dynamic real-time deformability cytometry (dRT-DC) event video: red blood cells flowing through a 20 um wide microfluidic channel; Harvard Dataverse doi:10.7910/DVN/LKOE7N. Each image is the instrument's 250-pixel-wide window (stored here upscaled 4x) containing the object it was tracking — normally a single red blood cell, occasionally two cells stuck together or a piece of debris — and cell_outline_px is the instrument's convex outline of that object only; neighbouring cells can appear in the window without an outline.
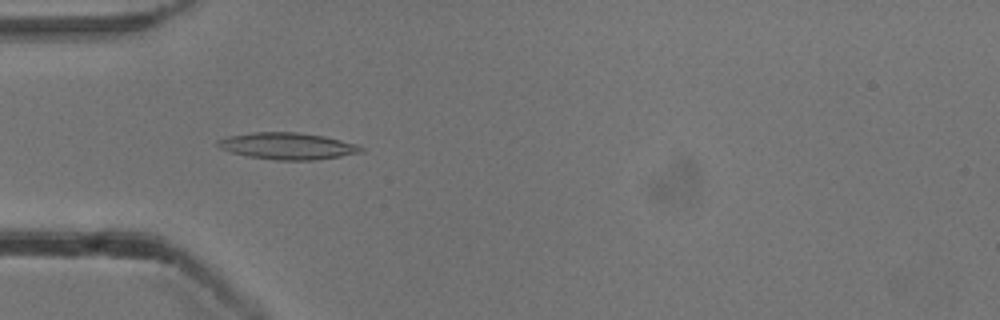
{"species": "common noctule bat (a hibernating species)", "species_latin": "Nyctalus noctula", "temperature_condition": "cold", "stored_images_in_passage": 48, "camera_frame_rate_fps": 3000, "um_per_image_px": 0.085, "animal": {"sex": "male", "body_mass_g": 13.3}, "frame": {"image": 1, "passage_image": 11, "time_ms": 3.333, "image_size_px": [1000, 320], "cell_outline_px": [[364, 152], [340, 156], [312, 160], [276, 160], [248, 156], [232, 152], [220, 148], [216, 144], [216, 140], [228, 136], [252, 132], [296, 132], [324, 136], [356, 144], [364, 148]], "centroid_in_image_um": [24.43, 12.41], "position_along_channel_um": 60.6, "area_um2": 22.2}}
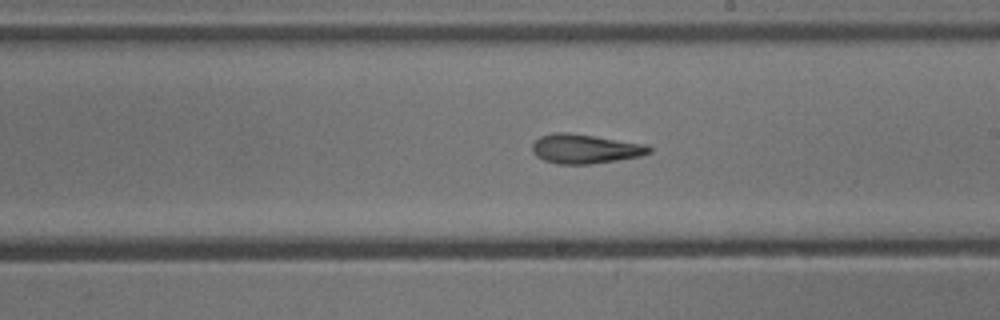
{"frame": {"image": 2, "passage_image": 25, "time_ms": 8.0, "image_size_px": [1000, 320], "cell_outline_px": [[652, 152], [640, 156], [616, 160], [588, 164], [556, 164], [544, 160], [536, 156], [532, 152], [532, 144], [540, 136], [552, 132], [568, 132], [648, 144], [652, 148]], "centroid_in_image_um": [49.73, 12.64], "position_along_channel_um": 239.3, "area_um2": 20.11}}
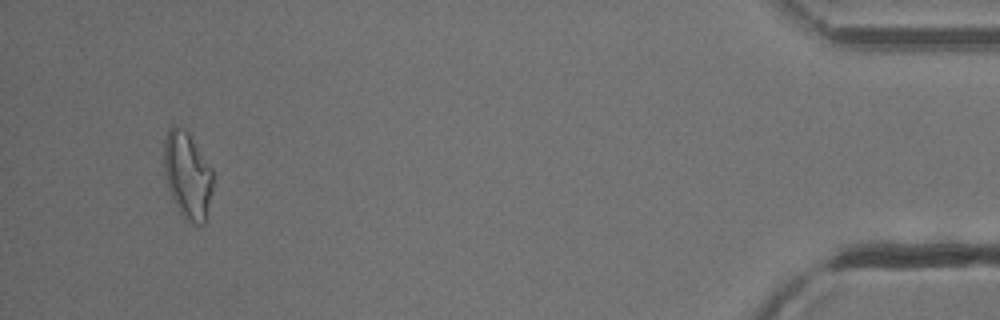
{"frame": {"image": 3, "passage_image": 45, "time_ms": 14.667, "image_size_px": [1000, 320], "cell_outline_px": [[212, 192], [208, 220], [204, 224], [192, 224], [180, 212], [172, 200], [168, 188], [164, 172], [164, 140], [168, 128], [172, 124], [176, 124], [184, 128], [188, 132], [212, 168]], "centroid_in_image_um": [15.94, 14.9], "position_along_channel_um": 419.3, "area_um2": 25.26}, "authors_computed_cell_mechanics": {"area_um2": 20.2878, "velocity_mm_per_s": 3.8673, "shape_relaxation_time_tau1_ms": 6.4274, "shape_relaxation_time_tau2_ms": 2.7837, "deformation_change_tau1": 0.1864, "deformation_change_tau2": 0.1264}}